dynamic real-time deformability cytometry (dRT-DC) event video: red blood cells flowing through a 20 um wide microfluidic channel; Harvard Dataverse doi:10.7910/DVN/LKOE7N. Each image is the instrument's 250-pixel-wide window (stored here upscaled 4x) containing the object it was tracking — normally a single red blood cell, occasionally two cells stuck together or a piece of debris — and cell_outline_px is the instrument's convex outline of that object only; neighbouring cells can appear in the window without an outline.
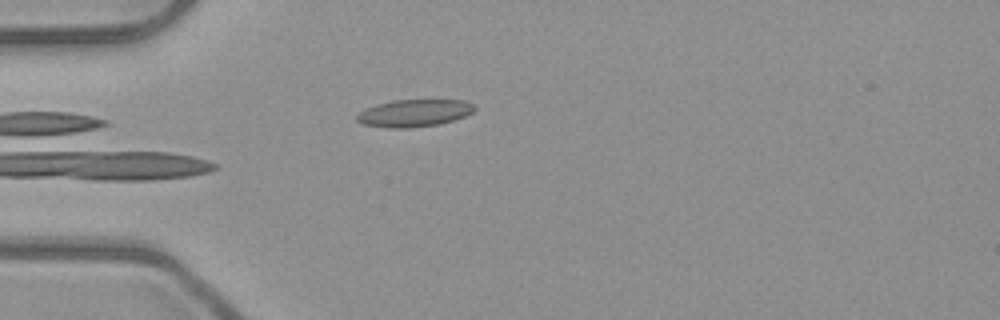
{"species": "common noctule bat (a hibernating species)", "species_latin": "Nyctalus noctula", "temperature_condition": "room temperature", "stored_images_in_passage": 5, "camera_frame_rate_fps": 3000, "um_per_image_px": 0.085, "animal": {"sex": "male", "body_mass_g": 23.1, "forearm_length_mm": 52.7}, "frame": {"image": 1, "passage_image": 5, "time_ms": 1.333, "image_size_px": [1000, 320], "cell_outline_px": [[476, 108], [472, 112], [464, 116], [452, 120], [436, 124], [408, 128], [388, 128], [364, 124], [356, 120], [356, 116], [360, 112], [376, 104], [392, 100], [464, 100], [472, 104]], "centroid_in_image_um": [35.19, 9.6], "position_along_channel_um": 49.8, "area_um2": 18.44}}